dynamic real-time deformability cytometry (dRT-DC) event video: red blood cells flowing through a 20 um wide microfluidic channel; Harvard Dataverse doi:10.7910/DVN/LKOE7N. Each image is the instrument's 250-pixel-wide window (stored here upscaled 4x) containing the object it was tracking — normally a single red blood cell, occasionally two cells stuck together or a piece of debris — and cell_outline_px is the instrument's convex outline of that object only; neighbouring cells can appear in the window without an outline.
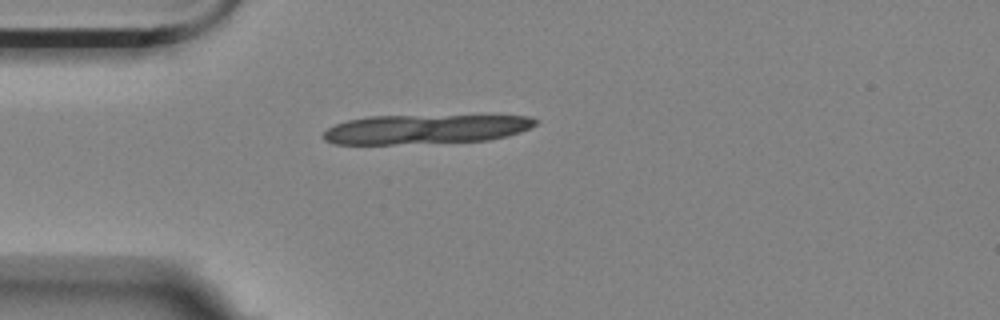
{"species": "Egyptian fruit bat (a non-hibernating species)", "species_latin": "Rousettus aegyptiacus", "temperature_condition": "room temperature", "stored_images_in_passage": 4, "camera_frame_rate_fps": 3000, "um_per_image_px": 0.085, "animal": {"sex": "female"}, "frame": {"image": 1, "passage_image": 1, "time_ms": 0.0, "image_size_px": [1000, 320], "cell_outline_px": [[540, 120], [536, 124], [520, 132], [508, 136], [488, 140], [392, 144], [336, 144], [324, 140], [320, 136], [328, 128], [336, 124], [348, 120], [368, 116], [528, 116]], "centroid_in_image_um": [36.13, 10.98], "position_along_channel_um": 48.9, "area_um2": 36.07}}